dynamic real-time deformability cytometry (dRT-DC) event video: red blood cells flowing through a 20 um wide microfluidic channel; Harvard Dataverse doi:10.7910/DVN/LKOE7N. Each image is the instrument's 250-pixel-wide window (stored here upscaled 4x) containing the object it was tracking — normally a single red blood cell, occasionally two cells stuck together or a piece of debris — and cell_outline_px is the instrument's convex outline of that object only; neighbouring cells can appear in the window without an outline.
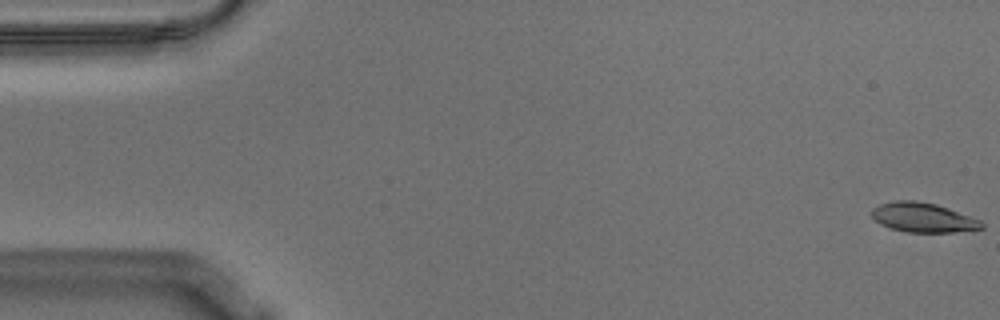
{"species": "Egyptian fruit bat (a non-hibernating species)", "species_latin": "Rousettus aegyptiacus", "temperature_condition": "warm", "stored_images_in_passage": 56, "camera_frame_rate_fps": 3000, "um_per_image_px": 0.085, "animal": {"sex": "male"}, "frame": {"image": 1, "passage_image": 1, "time_ms": 0.0, "image_size_px": [1000, 320], "cell_outline_px": [[984, 228], [952, 232], [908, 232], [892, 228], [880, 224], [872, 216], [872, 208], [880, 204], [892, 200], [916, 200], [936, 204], [948, 208], [980, 220], [984, 224]], "centroid_in_image_um": [78.45, 18.47], "position_along_channel_um": 6.6, "area_um2": 18.79}}
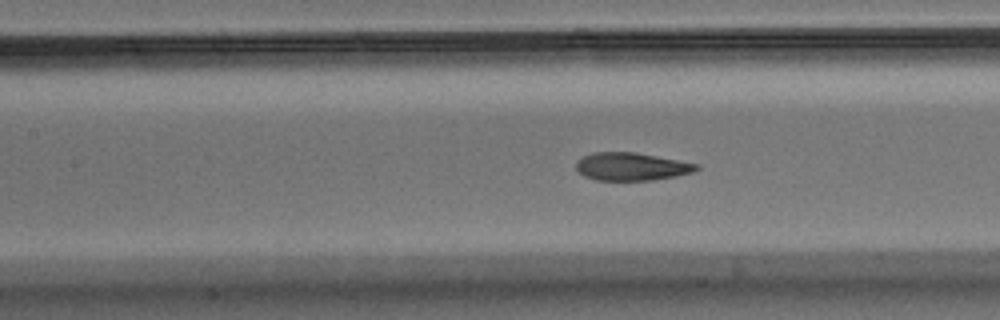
{"frame": {"image": 2, "passage_image": 25, "time_ms": 8.0, "image_size_px": [1000, 320], "cell_outline_px": [[700, 168], [692, 172], [676, 176], [652, 180], [596, 180], [584, 176], [576, 168], [576, 160], [592, 152], [636, 152], [700, 164]], "centroid_in_image_um": [53.68, 14.15], "position_along_channel_um": 153.7, "area_um2": 19.59}}
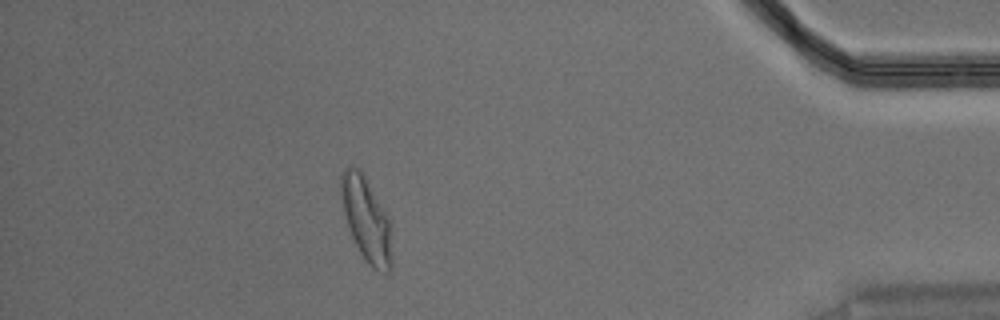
{"frame": {"image": 3, "passage_image": 50, "time_ms": 16.333, "image_size_px": [1000, 320], "cell_outline_px": [[392, 268], [388, 272], [372, 268], [364, 260], [348, 228], [344, 212], [340, 192], [340, 176], [344, 168], [348, 164], [356, 168], [364, 176], [388, 216], [392, 260]], "centroid_in_image_um": [31.11, 18.65], "position_along_channel_um": 404.1, "area_um2": 24.51}, "authors_computed_cell_mechanics": {"area_um2": 20.519, "velocity_mm_per_s": 3.5804, "shape_relaxation_time_tau1_ms": 4.3198, "shape_relaxation_time_tau2_ms": 1.1551, "deformation_change_tau1": 0.1912, "deformation_change_tau2": 0.0721}}